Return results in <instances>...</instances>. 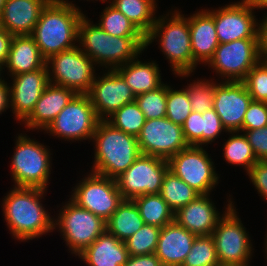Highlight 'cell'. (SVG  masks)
I'll return each instance as SVG.
<instances>
[{
    "label": "cell",
    "mask_w": 267,
    "mask_h": 266,
    "mask_svg": "<svg viewBox=\"0 0 267 266\" xmlns=\"http://www.w3.org/2000/svg\"><path fill=\"white\" fill-rule=\"evenodd\" d=\"M169 170L199 194H210L218 184L214 163L201 146H189L169 160Z\"/></svg>",
    "instance_id": "obj_14"
},
{
    "label": "cell",
    "mask_w": 267,
    "mask_h": 266,
    "mask_svg": "<svg viewBox=\"0 0 267 266\" xmlns=\"http://www.w3.org/2000/svg\"><path fill=\"white\" fill-rule=\"evenodd\" d=\"M173 12L170 18L162 15L156 19L151 31L145 36V42L148 47L156 38H160L159 46L169 60L172 71L183 78L193 72L189 17H184L177 10Z\"/></svg>",
    "instance_id": "obj_5"
},
{
    "label": "cell",
    "mask_w": 267,
    "mask_h": 266,
    "mask_svg": "<svg viewBox=\"0 0 267 266\" xmlns=\"http://www.w3.org/2000/svg\"><path fill=\"white\" fill-rule=\"evenodd\" d=\"M132 200L145 224L162 228L174 221V212L160 194L140 195Z\"/></svg>",
    "instance_id": "obj_30"
},
{
    "label": "cell",
    "mask_w": 267,
    "mask_h": 266,
    "mask_svg": "<svg viewBox=\"0 0 267 266\" xmlns=\"http://www.w3.org/2000/svg\"><path fill=\"white\" fill-rule=\"evenodd\" d=\"M182 130L189 146L202 147V113L192 111L182 125Z\"/></svg>",
    "instance_id": "obj_43"
},
{
    "label": "cell",
    "mask_w": 267,
    "mask_h": 266,
    "mask_svg": "<svg viewBox=\"0 0 267 266\" xmlns=\"http://www.w3.org/2000/svg\"><path fill=\"white\" fill-rule=\"evenodd\" d=\"M252 2L255 4L257 9H267V0H252Z\"/></svg>",
    "instance_id": "obj_50"
},
{
    "label": "cell",
    "mask_w": 267,
    "mask_h": 266,
    "mask_svg": "<svg viewBox=\"0 0 267 266\" xmlns=\"http://www.w3.org/2000/svg\"><path fill=\"white\" fill-rule=\"evenodd\" d=\"M146 36L156 22V0H113L110 3Z\"/></svg>",
    "instance_id": "obj_29"
},
{
    "label": "cell",
    "mask_w": 267,
    "mask_h": 266,
    "mask_svg": "<svg viewBox=\"0 0 267 266\" xmlns=\"http://www.w3.org/2000/svg\"><path fill=\"white\" fill-rule=\"evenodd\" d=\"M159 69L158 64L154 61L143 63L137 57L114 70L124 79L132 93L137 96L153 91L164 84L161 81Z\"/></svg>",
    "instance_id": "obj_27"
},
{
    "label": "cell",
    "mask_w": 267,
    "mask_h": 266,
    "mask_svg": "<svg viewBox=\"0 0 267 266\" xmlns=\"http://www.w3.org/2000/svg\"><path fill=\"white\" fill-rule=\"evenodd\" d=\"M133 200L124 199L106 221V231L125 242L144 225Z\"/></svg>",
    "instance_id": "obj_28"
},
{
    "label": "cell",
    "mask_w": 267,
    "mask_h": 266,
    "mask_svg": "<svg viewBox=\"0 0 267 266\" xmlns=\"http://www.w3.org/2000/svg\"><path fill=\"white\" fill-rule=\"evenodd\" d=\"M161 228L144 224L140 230L124 243L130 256L149 255L155 253Z\"/></svg>",
    "instance_id": "obj_36"
},
{
    "label": "cell",
    "mask_w": 267,
    "mask_h": 266,
    "mask_svg": "<svg viewBox=\"0 0 267 266\" xmlns=\"http://www.w3.org/2000/svg\"><path fill=\"white\" fill-rule=\"evenodd\" d=\"M75 6L68 0H50L41 11L31 36L46 60L77 46L78 26L84 14Z\"/></svg>",
    "instance_id": "obj_2"
},
{
    "label": "cell",
    "mask_w": 267,
    "mask_h": 266,
    "mask_svg": "<svg viewBox=\"0 0 267 266\" xmlns=\"http://www.w3.org/2000/svg\"><path fill=\"white\" fill-rule=\"evenodd\" d=\"M10 108L9 84L3 79L0 82V114Z\"/></svg>",
    "instance_id": "obj_49"
},
{
    "label": "cell",
    "mask_w": 267,
    "mask_h": 266,
    "mask_svg": "<svg viewBox=\"0 0 267 266\" xmlns=\"http://www.w3.org/2000/svg\"><path fill=\"white\" fill-rule=\"evenodd\" d=\"M99 119L88 94H76L44 130L66 140H92Z\"/></svg>",
    "instance_id": "obj_11"
},
{
    "label": "cell",
    "mask_w": 267,
    "mask_h": 266,
    "mask_svg": "<svg viewBox=\"0 0 267 266\" xmlns=\"http://www.w3.org/2000/svg\"><path fill=\"white\" fill-rule=\"evenodd\" d=\"M11 161V174L17 187L46 189L51 174L50 152L46 146L20 134Z\"/></svg>",
    "instance_id": "obj_6"
},
{
    "label": "cell",
    "mask_w": 267,
    "mask_h": 266,
    "mask_svg": "<svg viewBox=\"0 0 267 266\" xmlns=\"http://www.w3.org/2000/svg\"><path fill=\"white\" fill-rule=\"evenodd\" d=\"M258 161L267 160V126L255 130H242Z\"/></svg>",
    "instance_id": "obj_44"
},
{
    "label": "cell",
    "mask_w": 267,
    "mask_h": 266,
    "mask_svg": "<svg viewBox=\"0 0 267 266\" xmlns=\"http://www.w3.org/2000/svg\"><path fill=\"white\" fill-rule=\"evenodd\" d=\"M260 60L258 38H247L219 43L207 64L225 81H242Z\"/></svg>",
    "instance_id": "obj_12"
},
{
    "label": "cell",
    "mask_w": 267,
    "mask_h": 266,
    "mask_svg": "<svg viewBox=\"0 0 267 266\" xmlns=\"http://www.w3.org/2000/svg\"><path fill=\"white\" fill-rule=\"evenodd\" d=\"M267 126V102L251 101L245 113L242 130H255Z\"/></svg>",
    "instance_id": "obj_41"
},
{
    "label": "cell",
    "mask_w": 267,
    "mask_h": 266,
    "mask_svg": "<svg viewBox=\"0 0 267 266\" xmlns=\"http://www.w3.org/2000/svg\"><path fill=\"white\" fill-rule=\"evenodd\" d=\"M195 238L196 235L173 221L161 228L155 254L163 266H181Z\"/></svg>",
    "instance_id": "obj_22"
},
{
    "label": "cell",
    "mask_w": 267,
    "mask_h": 266,
    "mask_svg": "<svg viewBox=\"0 0 267 266\" xmlns=\"http://www.w3.org/2000/svg\"><path fill=\"white\" fill-rule=\"evenodd\" d=\"M4 4H5V0H0V16L2 14V10H3Z\"/></svg>",
    "instance_id": "obj_52"
},
{
    "label": "cell",
    "mask_w": 267,
    "mask_h": 266,
    "mask_svg": "<svg viewBox=\"0 0 267 266\" xmlns=\"http://www.w3.org/2000/svg\"><path fill=\"white\" fill-rule=\"evenodd\" d=\"M70 199L79 207L107 221L124 200L116 180L93 172L74 188Z\"/></svg>",
    "instance_id": "obj_13"
},
{
    "label": "cell",
    "mask_w": 267,
    "mask_h": 266,
    "mask_svg": "<svg viewBox=\"0 0 267 266\" xmlns=\"http://www.w3.org/2000/svg\"><path fill=\"white\" fill-rule=\"evenodd\" d=\"M167 84L135 96V102L146 120L166 117Z\"/></svg>",
    "instance_id": "obj_37"
},
{
    "label": "cell",
    "mask_w": 267,
    "mask_h": 266,
    "mask_svg": "<svg viewBox=\"0 0 267 266\" xmlns=\"http://www.w3.org/2000/svg\"><path fill=\"white\" fill-rule=\"evenodd\" d=\"M137 141L141 154L166 160L189 147L182 126L167 117L146 120Z\"/></svg>",
    "instance_id": "obj_15"
},
{
    "label": "cell",
    "mask_w": 267,
    "mask_h": 266,
    "mask_svg": "<svg viewBox=\"0 0 267 266\" xmlns=\"http://www.w3.org/2000/svg\"><path fill=\"white\" fill-rule=\"evenodd\" d=\"M10 89V106L15 120L24 121L34 110V107L49 84L47 67L32 72L12 76Z\"/></svg>",
    "instance_id": "obj_19"
},
{
    "label": "cell",
    "mask_w": 267,
    "mask_h": 266,
    "mask_svg": "<svg viewBox=\"0 0 267 266\" xmlns=\"http://www.w3.org/2000/svg\"><path fill=\"white\" fill-rule=\"evenodd\" d=\"M258 44L261 60L267 61V15L258 23Z\"/></svg>",
    "instance_id": "obj_47"
},
{
    "label": "cell",
    "mask_w": 267,
    "mask_h": 266,
    "mask_svg": "<svg viewBox=\"0 0 267 266\" xmlns=\"http://www.w3.org/2000/svg\"><path fill=\"white\" fill-rule=\"evenodd\" d=\"M252 97L242 81L215 83L213 109L216 111L225 132L242 131V123Z\"/></svg>",
    "instance_id": "obj_18"
},
{
    "label": "cell",
    "mask_w": 267,
    "mask_h": 266,
    "mask_svg": "<svg viewBox=\"0 0 267 266\" xmlns=\"http://www.w3.org/2000/svg\"><path fill=\"white\" fill-rule=\"evenodd\" d=\"M228 133L233 136L231 135L225 142V145H223V157L231 165L244 167L247 173L258 161L252 151L251 145L245 134L240 135L239 131Z\"/></svg>",
    "instance_id": "obj_32"
},
{
    "label": "cell",
    "mask_w": 267,
    "mask_h": 266,
    "mask_svg": "<svg viewBox=\"0 0 267 266\" xmlns=\"http://www.w3.org/2000/svg\"><path fill=\"white\" fill-rule=\"evenodd\" d=\"M99 27L106 33L117 37H145L139 29L111 4L105 7Z\"/></svg>",
    "instance_id": "obj_33"
},
{
    "label": "cell",
    "mask_w": 267,
    "mask_h": 266,
    "mask_svg": "<svg viewBox=\"0 0 267 266\" xmlns=\"http://www.w3.org/2000/svg\"><path fill=\"white\" fill-rule=\"evenodd\" d=\"M145 37H117L106 33L98 24H92L83 15L78 26V41L81 51L95 65L115 69L137 58L146 48ZM110 66V67H109Z\"/></svg>",
    "instance_id": "obj_3"
},
{
    "label": "cell",
    "mask_w": 267,
    "mask_h": 266,
    "mask_svg": "<svg viewBox=\"0 0 267 266\" xmlns=\"http://www.w3.org/2000/svg\"><path fill=\"white\" fill-rule=\"evenodd\" d=\"M209 197L199 194L174 213V221L196 236L211 235L222 216Z\"/></svg>",
    "instance_id": "obj_20"
},
{
    "label": "cell",
    "mask_w": 267,
    "mask_h": 266,
    "mask_svg": "<svg viewBox=\"0 0 267 266\" xmlns=\"http://www.w3.org/2000/svg\"><path fill=\"white\" fill-rule=\"evenodd\" d=\"M258 194L267 200V160L257 161L247 172Z\"/></svg>",
    "instance_id": "obj_45"
},
{
    "label": "cell",
    "mask_w": 267,
    "mask_h": 266,
    "mask_svg": "<svg viewBox=\"0 0 267 266\" xmlns=\"http://www.w3.org/2000/svg\"><path fill=\"white\" fill-rule=\"evenodd\" d=\"M3 70V67L0 66V82L2 81V77H1V74H2V71Z\"/></svg>",
    "instance_id": "obj_53"
},
{
    "label": "cell",
    "mask_w": 267,
    "mask_h": 266,
    "mask_svg": "<svg viewBox=\"0 0 267 266\" xmlns=\"http://www.w3.org/2000/svg\"><path fill=\"white\" fill-rule=\"evenodd\" d=\"M46 66L34 38L31 35H13L6 64L9 76L32 72Z\"/></svg>",
    "instance_id": "obj_25"
},
{
    "label": "cell",
    "mask_w": 267,
    "mask_h": 266,
    "mask_svg": "<svg viewBox=\"0 0 267 266\" xmlns=\"http://www.w3.org/2000/svg\"><path fill=\"white\" fill-rule=\"evenodd\" d=\"M189 30L193 54V72L199 62L206 65L219 45L214 17L207 11H197L189 17Z\"/></svg>",
    "instance_id": "obj_23"
},
{
    "label": "cell",
    "mask_w": 267,
    "mask_h": 266,
    "mask_svg": "<svg viewBox=\"0 0 267 266\" xmlns=\"http://www.w3.org/2000/svg\"><path fill=\"white\" fill-rule=\"evenodd\" d=\"M225 129L214 109L202 113V145L214 142Z\"/></svg>",
    "instance_id": "obj_42"
},
{
    "label": "cell",
    "mask_w": 267,
    "mask_h": 266,
    "mask_svg": "<svg viewBox=\"0 0 267 266\" xmlns=\"http://www.w3.org/2000/svg\"><path fill=\"white\" fill-rule=\"evenodd\" d=\"M75 95L76 93L71 89L49 83L34 110L23 121L25 128L45 130Z\"/></svg>",
    "instance_id": "obj_24"
},
{
    "label": "cell",
    "mask_w": 267,
    "mask_h": 266,
    "mask_svg": "<svg viewBox=\"0 0 267 266\" xmlns=\"http://www.w3.org/2000/svg\"><path fill=\"white\" fill-rule=\"evenodd\" d=\"M218 266H248V264H219Z\"/></svg>",
    "instance_id": "obj_51"
},
{
    "label": "cell",
    "mask_w": 267,
    "mask_h": 266,
    "mask_svg": "<svg viewBox=\"0 0 267 266\" xmlns=\"http://www.w3.org/2000/svg\"><path fill=\"white\" fill-rule=\"evenodd\" d=\"M78 257L88 266H123L129 254L123 241L105 231Z\"/></svg>",
    "instance_id": "obj_26"
},
{
    "label": "cell",
    "mask_w": 267,
    "mask_h": 266,
    "mask_svg": "<svg viewBox=\"0 0 267 266\" xmlns=\"http://www.w3.org/2000/svg\"><path fill=\"white\" fill-rule=\"evenodd\" d=\"M169 208L175 213L193 201L199 193L168 170L164 176L160 193Z\"/></svg>",
    "instance_id": "obj_31"
},
{
    "label": "cell",
    "mask_w": 267,
    "mask_h": 266,
    "mask_svg": "<svg viewBox=\"0 0 267 266\" xmlns=\"http://www.w3.org/2000/svg\"><path fill=\"white\" fill-rule=\"evenodd\" d=\"M106 121L113 127L137 138L146 118L138 104L133 101L116 110Z\"/></svg>",
    "instance_id": "obj_34"
},
{
    "label": "cell",
    "mask_w": 267,
    "mask_h": 266,
    "mask_svg": "<svg viewBox=\"0 0 267 266\" xmlns=\"http://www.w3.org/2000/svg\"><path fill=\"white\" fill-rule=\"evenodd\" d=\"M59 212L57 220L54 219V228H59L65 244L76 256L106 231V221L71 199Z\"/></svg>",
    "instance_id": "obj_8"
},
{
    "label": "cell",
    "mask_w": 267,
    "mask_h": 266,
    "mask_svg": "<svg viewBox=\"0 0 267 266\" xmlns=\"http://www.w3.org/2000/svg\"><path fill=\"white\" fill-rule=\"evenodd\" d=\"M46 190L15 186L4 197L2 211L15 239L32 240L55 229L54 219L50 217L40 201Z\"/></svg>",
    "instance_id": "obj_1"
},
{
    "label": "cell",
    "mask_w": 267,
    "mask_h": 266,
    "mask_svg": "<svg viewBox=\"0 0 267 266\" xmlns=\"http://www.w3.org/2000/svg\"><path fill=\"white\" fill-rule=\"evenodd\" d=\"M93 65V60L78 45L59 52L46 60L49 83L71 89L76 94H88L96 76Z\"/></svg>",
    "instance_id": "obj_7"
},
{
    "label": "cell",
    "mask_w": 267,
    "mask_h": 266,
    "mask_svg": "<svg viewBox=\"0 0 267 266\" xmlns=\"http://www.w3.org/2000/svg\"><path fill=\"white\" fill-rule=\"evenodd\" d=\"M13 35L8 33L4 28L0 30V66L6 64L8 54L10 51Z\"/></svg>",
    "instance_id": "obj_48"
},
{
    "label": "cell",
    "mask_w": 267,
    "mask_h": 266,
    "mask_svg": "<svg viewBox=\"0 0 267 266\" xmlns=\"http://www.w3.org/2000/svg\"><path fill=\"white\" fill-rule=\"evenodd\" d=\"M168 170V160L141 154L115 180L122 198L132 200L140 195L159 194Z\"/></svg>",
    "instance_id": "obj_10"
},
{
    "label": "cell",
    "mask_w": 267,
    "mask_h": 266,
    "mask_svg": "<svg viewBox=\"0 0 267 266\" xmlns=\"http://www.w3.org/2000/svg\"><path fill=\"white\" fill-rule=\"evenodd\" d=\"M190 100L192 111L204 113L213 109L215 82L210 80H194L189 86H185Z\"/></svg>",
    "instance_id": "obj_39"
},
{
    "label": "cell",
    "mask_w": 267,
    "mask_h": 266,
    "mask_svg": "<svg viewBox=\"0 0 267 266\" xmlns=\"http://www.w3.org/2000/svg\"><path fill=\"white\" fill-rule=\"evenodd\" d=\"M95 174L115 179L141 155L137 138L99 120L93 134Z\"/></svg>",
    "instance_id": "obj_4"
},
{
    "label": "cell",
    "mask_w": 267,
    "mask_h": 266,
    "mask_svg": "<svg viewBox=\"0 0 267 266\" xmlns=\"http://www.w3.org/2000/svg\"><path fill=\"white\" fill-rule=\"evenodd\" d=\"M257 7L252 0H242L223 8L207 10L213 17L219 43L238 39L258 38V19L254 15Z\"/></svg>",
    "instance_id": "obj_16"
},
{
    "label": "cell",
    "mask_w": 267,
    "mask_h": 266,
    "mask_svg": "<svg viewBox=\"0 0 267 266\" xmlns=\"http://www.w3.org/2000/svg\"><path fill=\"white\" fill-rule=\"evenodd\" d=\"M192 112L186 88L173 90L167 85L166 117L175 124L183 125Z\"/></svg>",
    "instance_id": "obj_38"
},
{
    "label": "cell",
    "mask_w": 267,
    "mask_h": 266,
    "mask_svg": "<svg viewBox=\"0 0 267 266\" xmlns=\"http://www.w3.org/2000/svg\"><path fill=\"white\" fill-rule=\"evenodd\" d=\"M229 199L225 213L212 232L220 264H249L252 242Z\"/></svg>",
    "instance_id": "obj_9"
},
{
    "label": "cell",
    "mask_w": 267,
    "mask_h": 266,
    "mask_svg": "<svg viewBox=\"0 0 267 266\" xmlns=\"http://www.w3.org/2000/svg\"><path fill=\"white\" fill-rule=\"evenodd\" d=\"M50 0H5L2 28L12 35H31L43 8Z\"/></svg>",
    "instance_id": "obj_21"
},
{
    "label": "cell",
    "mask_w": 267,
    "mask_h": 266,
    "mask_svg": "<svg viewBox=\"0 0 267 266\" xmlns=\"http://www.w3.org/2000/svg\"><path fill=\"white\" fill-rule=\"evenodd\" d=\"M266 235H267V234H266ZM265 244H266V245H265V246H266V247H265V250H266V253H267V236H266ZM266 255H267V254H266Z\"/></svg>",
    "instance_id": "obj_54"
},
{
    "label": "cell",
    "mask_w": 267,
    "mask_h": 266,
    "mask_svg": "<svg viewBox=\"0 0 267 266\" xmlns=\"http://www.w3.org/2000/svg\"><path fill=\"white\" fill-rule=\"evenodd\" d=\"M123 266H163L156 254L130 256Z\"/></svg>",
    "instance_id": "obj_46"
},
{
    "label": "cell",
    "mask_w": 267,
    "mask_h": 266,
    "mask_svg": "<svg viewBox=\"0 0 267 266\" xmlns=\"http://www.w3.org/2000/svg\"><path fill=\"white\" fill-rule=\"evenodd\" d=\"M88 95L99 120H106L125 104L135 101L131 88L113 69L95 76Z\"/></svg>",
    "instance_id": "obj_17"
},
{
    "label": "cell",
    "mask_w": 267,
    "mask_h": 266,
    "mask_svg": "<svg viewBox=\"0 0 267 266\" xmlns=\"http://www.w3.org/2000/svg\"><path fill=\"white\" fill-rule=\"evenodd\" d=\"M242 82L253 101L267 102V61L260 60Z\"/></svg>",
    "instance_id": "obj_40"
},
{
    "label": "cell",
    "mask_w": 267,
    "mask_h": 266,
    "mask_svg": "<svg viewBox=\"0 0 267 266\" xmlns=\"http://www.w3.org/2000/svg\"><path fill=\"white\" fill-rule=\"evenodd\" d=\"M215 243L212 235L196 236L190 253L181 266H218Z\"/></svg>",
    "instance_id": "obj_35"
},
{
    "label": "cell",
    "mask_w": 267,
    "mask_h": 266,
    "mask_svg": "<svg viewBox=\"0 0 267 266\" xmlns=\"http://www.w3.org/2000/svg\"><path fill=\"white\" fill-rule=\"evenodd\" d=\"M2 29L1 16H0V30Z\"/></svg>",
    "instance_id": "obj_55"
}]
</instances>
